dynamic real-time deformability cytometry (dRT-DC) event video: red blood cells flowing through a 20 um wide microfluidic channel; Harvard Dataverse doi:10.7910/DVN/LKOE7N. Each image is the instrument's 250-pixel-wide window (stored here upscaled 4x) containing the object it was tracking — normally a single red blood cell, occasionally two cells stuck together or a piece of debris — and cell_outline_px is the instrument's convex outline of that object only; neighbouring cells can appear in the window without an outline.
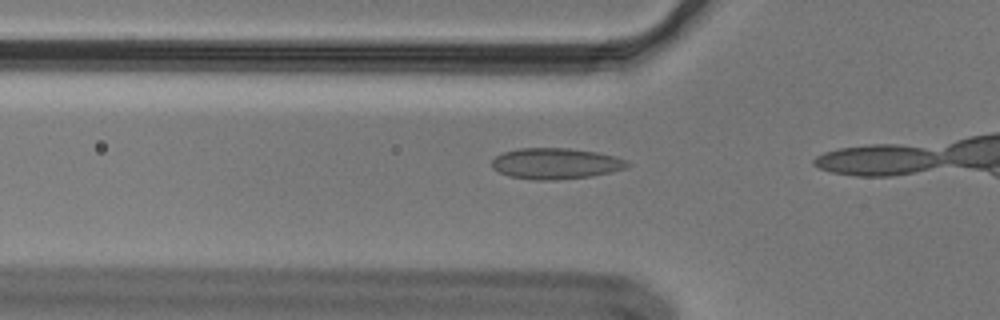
{"species": "Egyptian fruit bat (a non-hibernating species)", "species_latin": "Rousettus aegyptiacus", "temperature_condition": "cold", "stored_images_in_passage": 14, "camera_frame_rate_fps": 3000, "um_per_image_px": 0.085, "animal": {"sex": "male"}, "frame": {"image": 1, "passage_image": 12, "time_ms": 3.667, "image_size_px": [1000, 320], "cell_outline_px": [[632, 164], [628, 168], [612, 172], [592, 176], [556, 180], [532, 180], [508, 176], [492, 168], [492, 160], [496, 156], [504, 152], [520, 148], [568, 148], [596, 152], [616, 156], [628, 160]], "centroid_in_image_um": [47.28, 13.91], "position_along_channel_um": 78.5, "area_um2": 24.74}}